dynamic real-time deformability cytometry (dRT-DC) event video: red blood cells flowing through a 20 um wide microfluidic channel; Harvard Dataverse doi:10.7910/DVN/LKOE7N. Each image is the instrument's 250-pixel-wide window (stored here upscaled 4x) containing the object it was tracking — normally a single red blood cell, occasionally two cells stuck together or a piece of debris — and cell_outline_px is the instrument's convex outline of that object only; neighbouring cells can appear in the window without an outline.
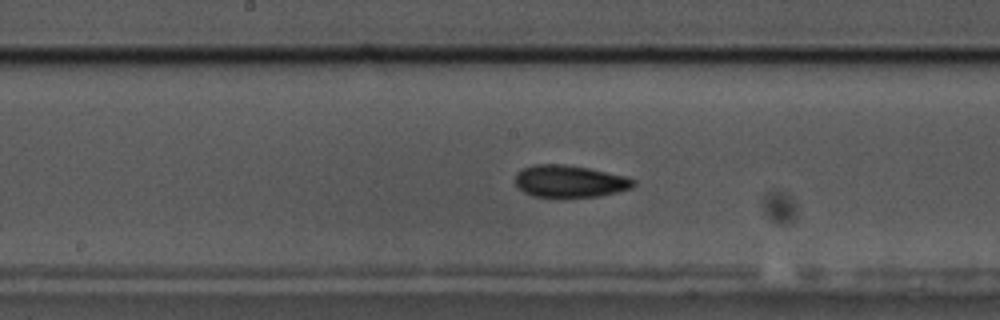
{"species": "common noctule bat (a hibernating species)", "species_latin": "Nyctalus noctula", "temperature_condition": "cold", "stored_images_in_passage": 52, "camera_frame_rate_fps": 3000, "um_per_image_px": 0.085, "animal": {"sex": "male", "body_mass_g": 17.5, "forearm_length_mm": 52.3}, "frame": {"image": 1, "passage_image": 26, "time_ms": 8.333, "image_size_px": [1000, 320], "cell_outline_px": [[636, 184], [632, 188], [600, 196], [532, 196], [524, 192], [516, 184], [516, 172], [532, 164], [564, 164], [588, 168], [624, 176], [636, 180]], "centroid_in_image_um": [48.43, 15.39], "position_along_channel_um": 199.8, "area_um2": 21.85}}
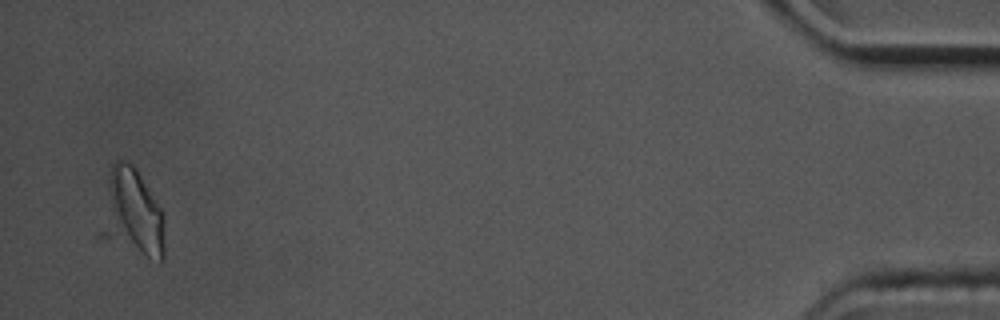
{"frame": {"image": 2, "passage_image": 52, "time_ms": 17.0, "image_size_px": [1000, 320], "cell_outline_px": [[164, 260], [160, 264], [100, 240], [96, 236], [96, 232], [108, 180], [112, 164], [116, 160], [124, 160], [132, 164], [136, 168], [160, 208], [164, 216]], "centroid_in_image_um": [11.17, 18.24], "position_along_channel_um": 424.0, "area_um2": 34.04}, "authors_computed_cell_mechanics": {"area_um2": 21.2704, "velocity_mm_per_s": 3.5626, "shape_relaxation_time_tau1_ms": 4.9929, "shape_relaxation_time_tau2_ms": 1.3974, "deformation_change_tau1": 0.109, "deformation_change_tau2": 0.0422}}